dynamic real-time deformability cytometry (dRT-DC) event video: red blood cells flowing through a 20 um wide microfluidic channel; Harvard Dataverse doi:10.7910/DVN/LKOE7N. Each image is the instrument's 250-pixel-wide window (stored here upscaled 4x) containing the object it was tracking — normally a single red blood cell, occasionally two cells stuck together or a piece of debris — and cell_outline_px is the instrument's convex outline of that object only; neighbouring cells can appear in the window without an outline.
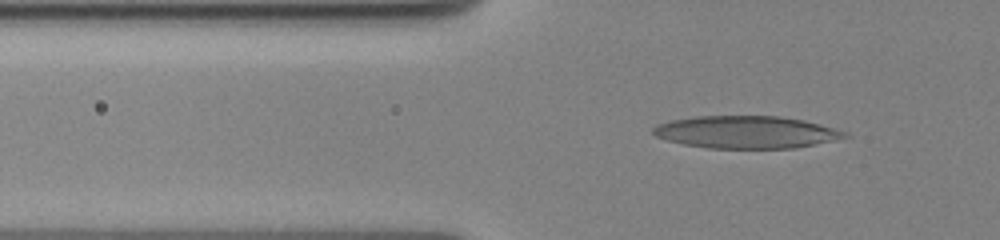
{"species": "human", "species_latin": "Homo sapiens", "temperature_condition": "cold", "stored_images_in_passage": 60, "camera_frame_rate_fps": 3000, "um_per_image_px": 0.085, "donor": {"sex": "female"}, "frame": {"image": 1, "passage_image": 22, "time_ms": 7.0, "image_size_px": [1000, 240], "cell_outline_px": [[852, 136], [796, 148], [708, 148], [684, 144], [668, 140], [656, 136], [652, 132], [652, 128], [656, 124], [672, 120], [696, 116], [780, 116], [804, 120], [848, 132]], "centroid_in_image_um": [63.44, 11.23], "position_along_channel_um": 62.4, "area_um2": 36.13}}
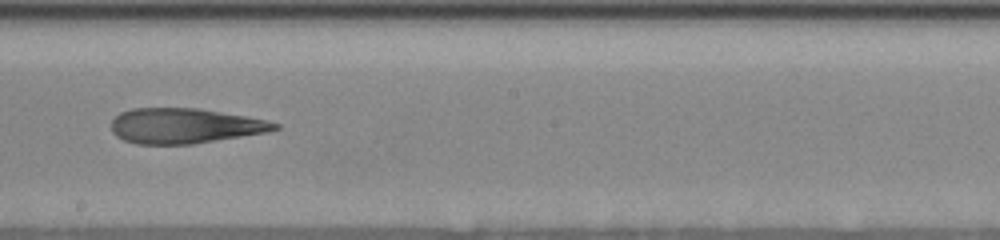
{"frame": {"image": 2, "passage_image": 38, "time_ms": 12.333, "image_size_px": [1000, 240], "cell_outline_px": [[280, 128], [268, 132], [192, 144], [136, 144], [124, 140], [116, 136], [112, 132], [112, 120], [120, 112], [132, 108], [200, 108], [268, 120], [280, 124]], "centroid_in_image_um": [15.7, 10.69], "position_along_channel_um": 232.5, "area_um2": 33.58}}
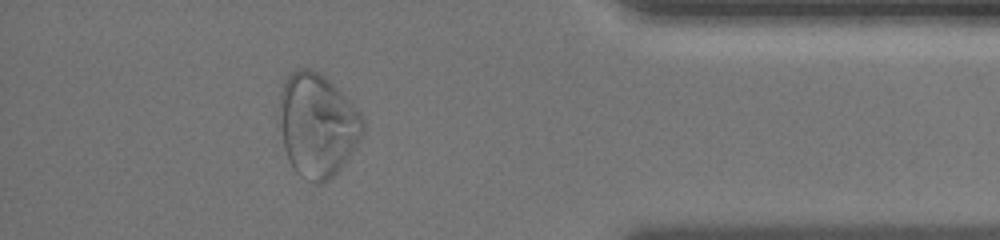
{"frame": {"image": 3, "passage_image": 55, "time_ms": 18.0, "image_size_px": [1000, 240], "cell_outline_px": [[364, 132], [360, 140], [340, 168], [328, 180], [320, 184], [316, 184], [300, 176], [292, 168], [284, 148], [280, 124], [280, 92], [288, 76], [292, 72], [300, 68], [308, 68], [324, 76], [364, 116]], "centroid_in_image_um": [26.97, 10.66], "position_along_channel_um": 408.2, "area_um2": 49.88}, "authors_computed_cell_mechanics": {"area_um2": 35.8938, "velocity_mm_per_s": 3.4847, "shape_relaxation_time_tau1_ms": null, "shape_relaxation_time_tau2_ms": 2.3247, "deformation_change_tau1": null, "deformation_change_tau2": 0.1067}}